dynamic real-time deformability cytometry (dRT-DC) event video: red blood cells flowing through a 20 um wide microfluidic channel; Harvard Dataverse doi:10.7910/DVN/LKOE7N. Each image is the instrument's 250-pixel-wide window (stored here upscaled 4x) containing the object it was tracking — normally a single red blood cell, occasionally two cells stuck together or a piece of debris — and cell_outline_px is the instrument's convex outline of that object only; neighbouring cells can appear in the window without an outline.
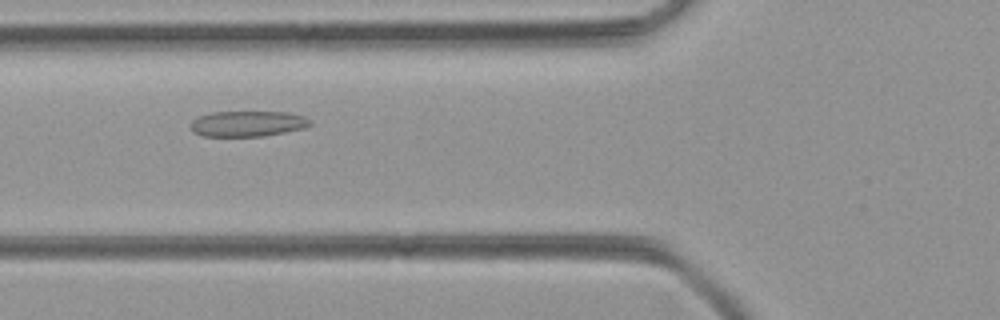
{"species": "common noctule bat (a hibernating species)", "species_latin": "Nyctalus noctula", "temperature_condition": "room temperature", "stored_images_in_passage": 30, "camera_frame_rate_fps": 3000, "um_per_image_px": 0.085, "animal": {"sex": "female", "body_mass_g": 21.9}, "frame": {"image": 1, "passage_image": 4, "time_ms": 1.0, "image_size_px": [1000, 320], "cell_outline_px": [[312, 124], [304, 128], [264, 136], [204, 136], [192, 132], [188, 124], [192, 120], [200, 116], [212, 112], [288, 112], [304, 116], [312, 120]], "centroid_in_image_um": [21.04, 10.51], "position_along_channel_um": 104.8, "area_um2": 17.98}}
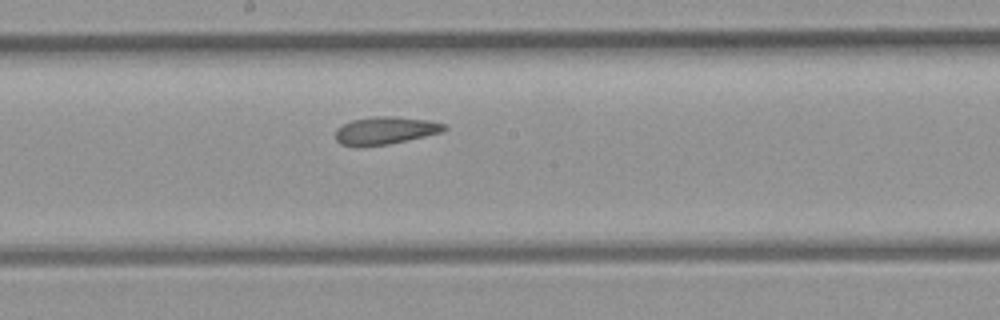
{"frame": {"image": 2, "passage_image": 12, "time_ms": 3.667, "image_size_px": [1000, 320], "cell_outline_px": [[448, 128], [440, 132], [424, 136], [388, 144], [340, 144], [336, 140], [336, 128], [352, 120], [372, 116], [396, 116], [428, 120], [448, 124]], "centroid_in_image_um": [32.8, 11.05], "position_along_channel_um": 215.4, "area_um2": 17.05}}
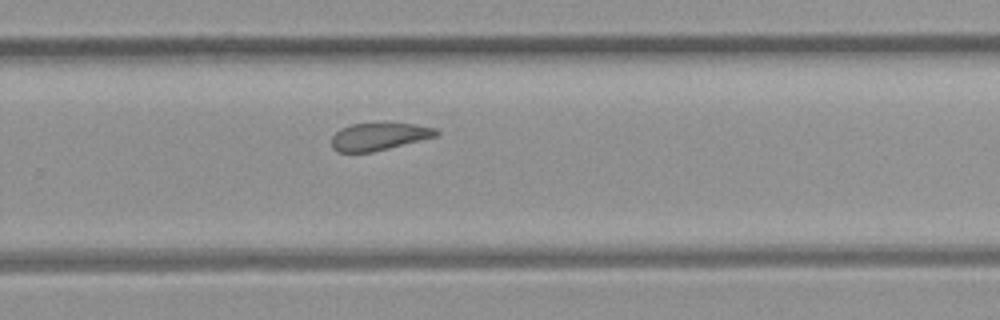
{"frame": {"image": 3, "passage_image": 18, "time_ms": 5.667, "image_size_px": [1000, 320], "cell_outline_px": [[440, 136], [372, 152], [336, 152], [332, 148], [332, 136], [340, 128], [352, 124], [384, 120], [416, 124], [436, 128], [440, 132]], "centroid_in_image_um": [32.27, 11.55], "position_along_channel_um": 297.5, "area_um2": 17.69}}